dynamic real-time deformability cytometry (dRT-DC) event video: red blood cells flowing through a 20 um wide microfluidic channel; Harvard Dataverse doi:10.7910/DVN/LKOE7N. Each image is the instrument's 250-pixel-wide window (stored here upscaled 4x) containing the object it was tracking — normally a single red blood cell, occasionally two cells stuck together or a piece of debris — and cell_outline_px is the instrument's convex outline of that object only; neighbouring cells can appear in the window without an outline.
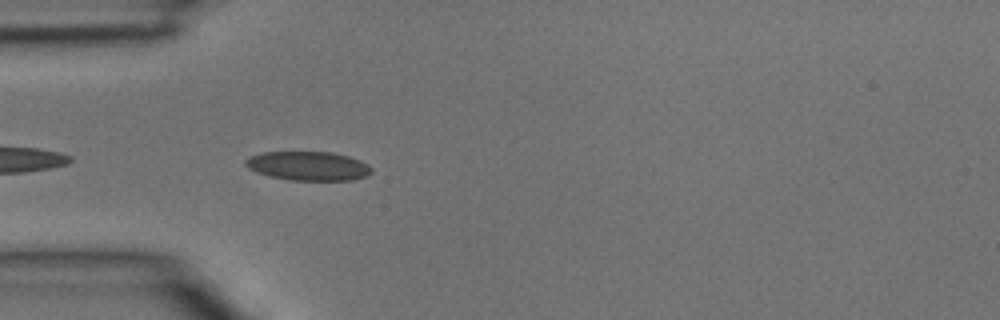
{"species": "common noctule bat (a hibernating species)", "species_latin": "Nyctalus noctula", "temperature_condition": "room temperature", "stored_images_in_passage": 4, "camera_frame_rate_fps": 3000, "um_per_image_px": 0.085, "animal": {"sex": "male", "body_mass_g": 15.6}, "frame": {"image": 1, "passage_image": 4, "time_ms": 1.0, "image_size_px": [1000, 320], "cell_outline_px": [[372, 172], [368, 176], [352, 180], [292, 180], [268, 176], [256, 172], [248, 168], [244, 164], [244, 160], [260, 152], [332, 152], [348, 156], [360, 160], [368, 164], [372, 168]], "centroid_in_image_um": [26.21, 14.11], "position_along_channel_um": 58.8, "area_um2": 21.44}}